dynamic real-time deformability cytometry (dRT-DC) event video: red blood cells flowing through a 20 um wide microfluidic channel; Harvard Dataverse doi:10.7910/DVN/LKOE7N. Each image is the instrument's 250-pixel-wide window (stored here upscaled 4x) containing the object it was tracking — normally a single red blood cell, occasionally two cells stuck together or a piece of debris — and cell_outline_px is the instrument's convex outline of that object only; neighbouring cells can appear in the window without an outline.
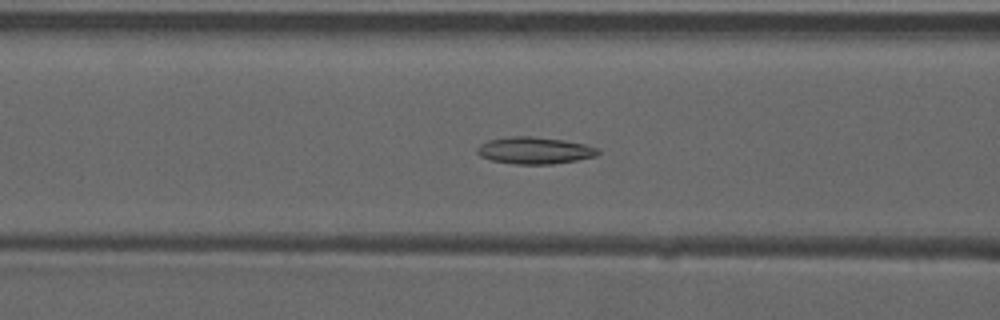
{"species": "common noctule bat (a hibernating species)", "species_latin": "Nyctalus noctula", "temperature_condition": "warm", "stored_images_in_passage": 53, "camera_frame_rate_fps": 3000, "um_per_image_px": 0.085, "animal": {"sex": "male", "forearm_length_mm": 52.5}, "frame": {"image": 1, "passage_image": 22, "time_ms": 7.0, "image_size_px": [1000, 320], "cell_outline_px": [[600, 152], [596, 156], [576, 160], [552, 164], [512, 164], [492, 160], [480, 156], [476, 152], [476, 148], [480, 144], [488, 140], [512, 136], [532, 136], [564, 140], [584, 144], [600, 148]], "centroid_in_image_um": [45.44, 12.79], "position_along_channel_um": 121.2, "area_um2": 19.02}}
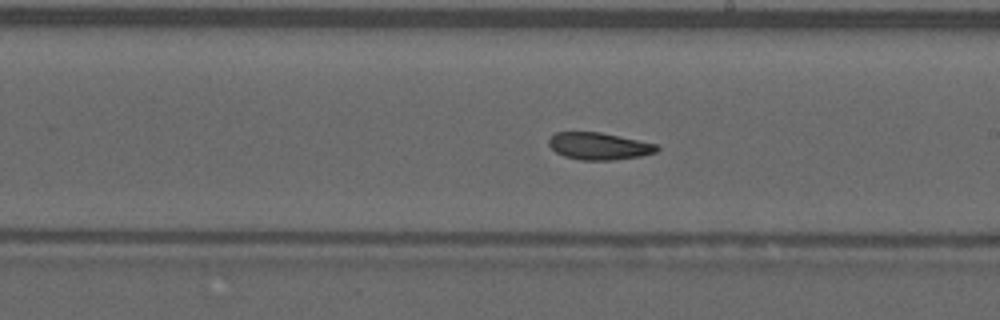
{"frame": {"image": 2, "passage_image": 31, "time_ms": 10.0, "image_size_px": [1000, 320], "cell_outline_px": [[660, 148], [656, 152], [640, 156], [612, 160], [580, 160], [564, 156], [556, 152], [548, 144], [548, 140], [556, 132], [600, 132], [620, 136], [656, 144]], "centroid_in_image_um": [50.9, 12.42], "position_along_channel_um": 238.1, "area_um2": 16.99}}
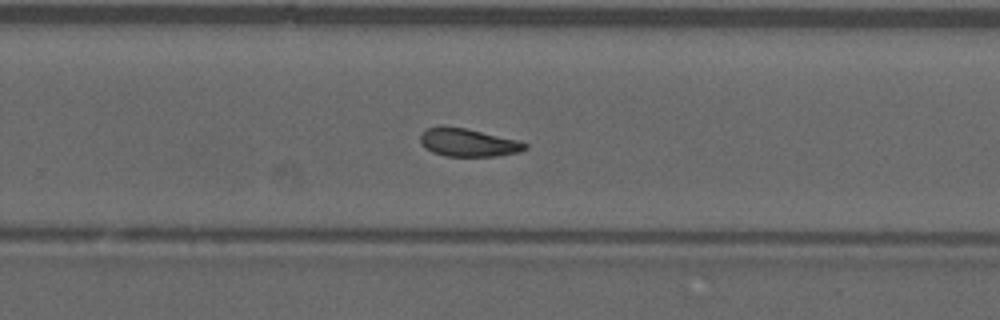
{"frame": {"image": 3, "passage_image": 35, "time_ms": 11.333, "image_size_px": [1000, 320], "cell_outline_px": [[528, 148], [520, 152], [496, 156], [444, 156], [432, 152], [424, 148], [420, 144], [420, 136], [428, 128], [440, 124], [464, 128], [520, 140], [528, 144]], "centroid_in_image_um": [39.78, 12.11], "position_along_channel_um": 290.0, "area_um2": 17.4}, "authors_computed_cell_mechanics": {"area_um2": 18.0336, "velocity_mm_per_s": 3.9146, "shape_relaxation_time_tau1_ms": 11.2941, "shape_relaxation_time_tau2_ms": 3.4003, "deformation_change_tau1": 0.2128, "deformation_change_tau2": 0.102}}